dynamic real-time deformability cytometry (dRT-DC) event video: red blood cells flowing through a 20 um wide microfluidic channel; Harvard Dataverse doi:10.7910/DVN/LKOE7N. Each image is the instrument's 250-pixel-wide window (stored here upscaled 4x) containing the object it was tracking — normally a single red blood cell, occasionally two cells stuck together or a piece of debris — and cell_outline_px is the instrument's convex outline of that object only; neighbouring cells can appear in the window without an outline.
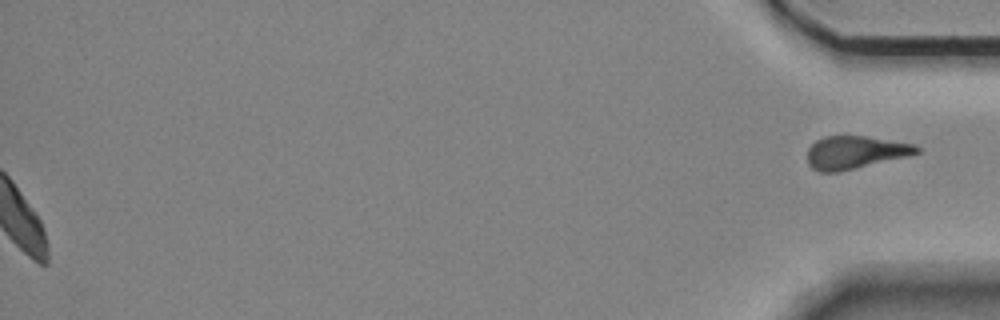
{"species": "Egyptian fruit bat (a non-hibernating species)", "species_latin": "Rousettus aegyptiacus", "temperature_condition": "room temperature", "stored_images_in_passage": 58, "segment_of_instrument_passage": [2, 2], "camera_frame_rate_fps": 3000, "um_per_image_px": 0.085, "animal": {"sex": "female"}, "frame": {"image": 1, "passage_image": 58, "time_ms": 19.0, "image_size_px": [1000, 320], "cell_outline_px": [[920, 152], [908, 156], [840, 172], [820, 172], [812, 168], [808, 164], [808, 148], [816, 140], [824, 136], [868, 136], [916, 144], [920, 148]], "centroid_in_image_um": [72.7, 12.95], "position_along_channel_um": 362.5, "area_um2": 21.1}}